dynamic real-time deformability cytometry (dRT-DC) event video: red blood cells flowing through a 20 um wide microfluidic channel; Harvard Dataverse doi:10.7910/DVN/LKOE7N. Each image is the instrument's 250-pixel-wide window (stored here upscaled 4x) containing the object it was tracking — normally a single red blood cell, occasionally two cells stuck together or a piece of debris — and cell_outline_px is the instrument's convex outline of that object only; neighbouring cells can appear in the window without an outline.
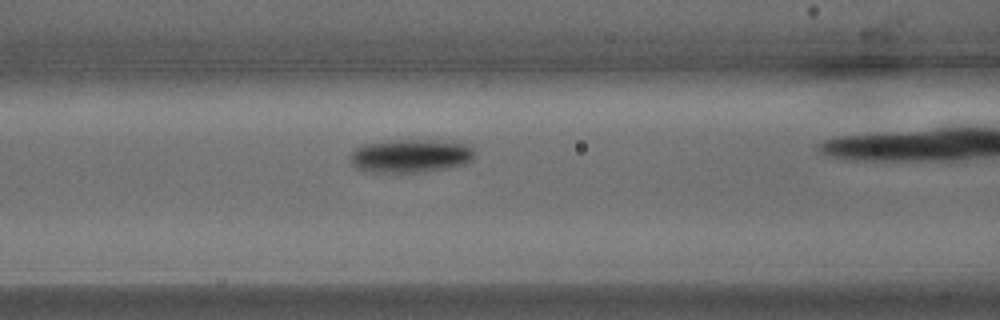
{"species": "common noctule bat (a hibernating species)", "species_latin": "Nyctalus noctula", "temperature_condition": "warm", "stored_images_in_passage": 25, "camera_frame_rate_fps": 3000, "um_per_image_px": 0.085, "animal": {"sex": "male", "body_mass_g": 15.6}, "frame": {"image": 1, "passage_image": 6, "time_ms": 1.667, "image_size_px": [1000, 320], "cell_outline_px": [[476, 152], [472, 160], [460, 164], [440, 168], [416, 172], [372, 172], [356, 168], [352, 164], [352, 152], [356, 148], [364, 144], [396, 140], [432, 140], [472, 144]], "centroid_in_image_um": [34.92, 13.23], "position_along_channel_um": 131.7, "area_um2": 23.81}}
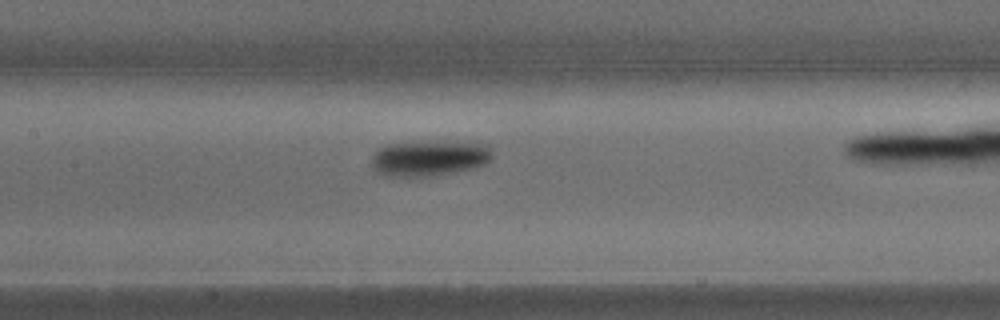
{"frame": {"image": 2, "passage_image": 8, "time_ms": 2.333, "image_size_px": [1000, 320], "cell_outline_px": [[492, 156], [484, 164], [476, 168], [456, 172], [428, 176], [388, 176], [376, 172], [372, 168], [372, 156], [380, 148], [388, 144], [488, 144], [492, 152]], "centroid_in_image_um": [36.46, 13.5], "position_along_channel_um": 170.9, "area_um2": 23.93}}
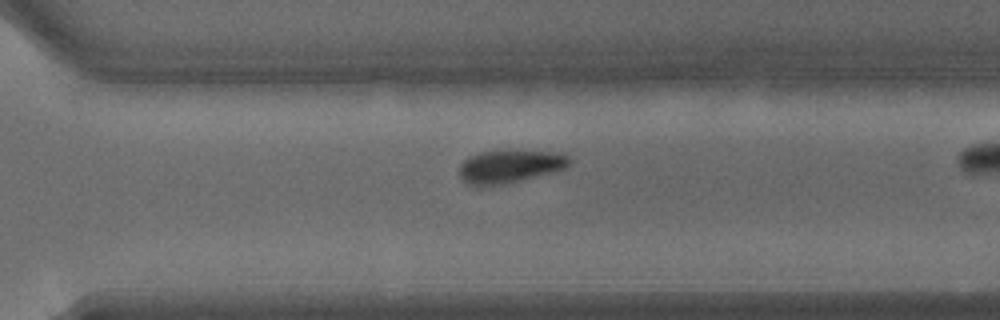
{"frame": {"image": 3, "passage_image": 16, "time_ms": 5.0, "image_size_px": [1000, 320], "cell_outline_px": [[572, 160], [564, 168], [520, 180], [500, 184], [476, 188], [468, 184], [460, 176], [460, 164], [464, 160], [480, 152], [556, 152], [568, 156]], "centroid_in_image_um": [43.27, 14.18], "position_along_channel_um": 327.3, "area_um2": 20.4}}